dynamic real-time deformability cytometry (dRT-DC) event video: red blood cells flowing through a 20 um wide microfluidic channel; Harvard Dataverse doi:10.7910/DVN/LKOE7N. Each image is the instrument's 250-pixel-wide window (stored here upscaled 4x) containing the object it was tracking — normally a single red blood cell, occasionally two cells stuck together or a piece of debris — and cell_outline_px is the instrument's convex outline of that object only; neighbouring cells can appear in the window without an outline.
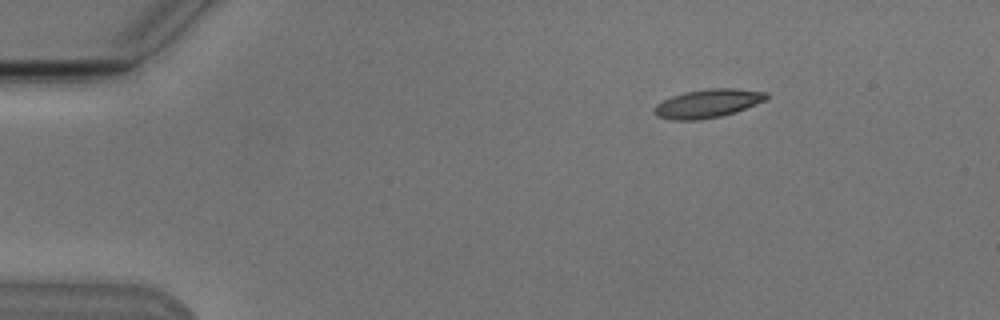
{"species": "Egyptian fruit bat (a non-hibernating species)", "species_latin": "Rousettus aegyptiacus", "temperature_condition": "cold", "stored_images_in_passage": 4, "camera_frame_rate_fps": 3000, "um_per_image_px": 0.085, "animal": {"sex": "male"}, "frame": {"image": 1, "passage_image": 1, "time_ms": 0.0, "image_size_px": [1000, 320], "cell_outline_px": [[768, 96], [764, 100], [736, 112], [720, 116], [700, 120], [672, 120], [656, 116], [652, 108], [656, 104], [672, 96], [684, 92], [708, 88], [732, 88], [768, 92]], "centroid_in_image_um": [60.12, 8.79], "position_along_channel_um": 24.9, "area_um2": 18.61}}
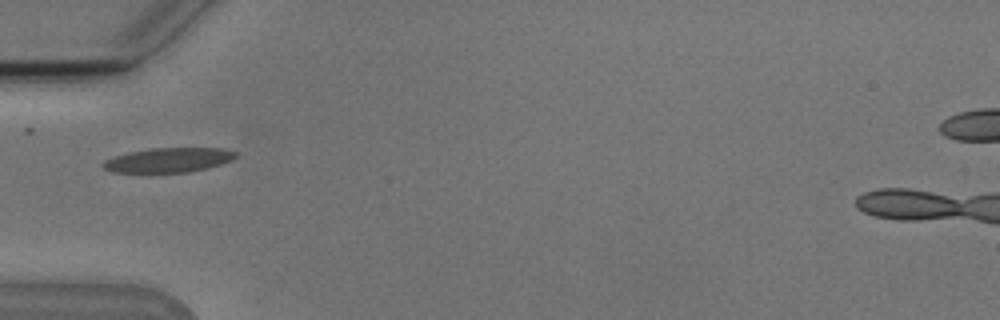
{"frame": {"image": 2, "passage_image": 4, "time_ms": 3.333, "image_size_px": [1000, 320], "cell_outline_px": [[236, 156], [232, 160], [208, 168], [188, 172], [116, 172], [104, 168], [100, 164], [104, 160], [112, 156], [128, 152], [148, 148], [224, 148], [236, 152]], "centroid_in_image_um": [14.3, 13.59], "position_along_channel_um": 70.7, "area_um2": 19.02}}